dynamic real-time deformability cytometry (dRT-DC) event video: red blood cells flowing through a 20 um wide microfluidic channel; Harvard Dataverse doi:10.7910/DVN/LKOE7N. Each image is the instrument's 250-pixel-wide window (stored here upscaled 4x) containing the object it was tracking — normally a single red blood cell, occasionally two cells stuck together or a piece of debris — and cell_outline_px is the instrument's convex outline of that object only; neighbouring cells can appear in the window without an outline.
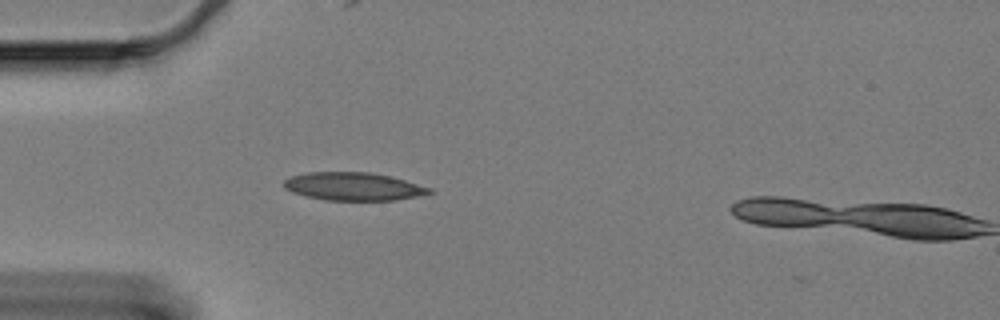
{"species": "Egyptian fruit bat (a non-hibernating species)", "species_latin": "Rousettus aegyptiacus", "temperature_condition": "cold", "stored_images_in_passage": 2, "camera_frame_rate_fps": 3000, "um_per_image_px": 0.085, "animal": {"sex": "female"}, "frame": {"image": 1, "passage_image": 1, "time_ms": 0.0, "image_size_px": [1000, 320], "cell_outline_px": [[432, 192], [416, 196], [392, 200], [324, 200], [292, 192], [284, 188], [284, 180], [292, 176], [308, 172], [372, 172], [392, 176], [432, 188]], "centroid_in_image_um": [30.04, 15.84], "position_along_channel_um": 55.0, "area_um2": 23.64}}